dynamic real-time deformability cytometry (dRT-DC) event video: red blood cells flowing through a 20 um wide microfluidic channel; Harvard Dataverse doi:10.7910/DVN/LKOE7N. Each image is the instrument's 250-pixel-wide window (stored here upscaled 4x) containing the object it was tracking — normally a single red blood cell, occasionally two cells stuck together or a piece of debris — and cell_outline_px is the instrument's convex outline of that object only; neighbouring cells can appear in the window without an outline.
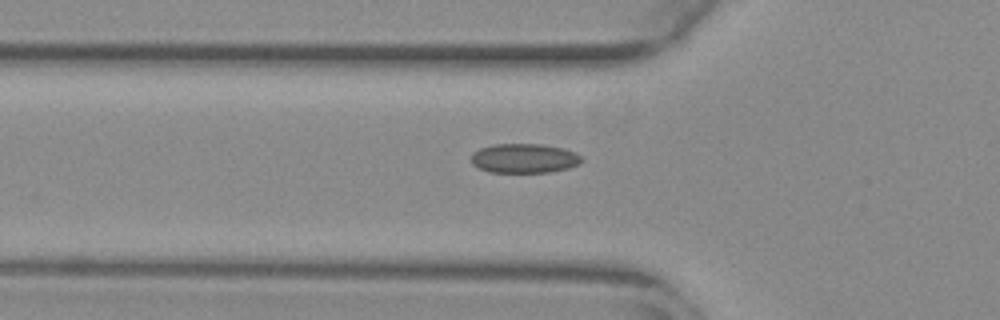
{"species": "common noctule bat (a hibernating species)", "species_latin": "Nyctalus noctula", "temperature_condition": "warm", "stored_images_in_passage": 38, "camera_frame_rate_fps": 3000, "um_per_image_px": 0.085, "animal": {"sex": "female", "body_mass_g": 29.2, "forearm_length_mm": 56.3}, "frame": {"image": 1, "passage_image": 6, "time_ms": 1.667, "image_size_px": [1000, 320], "cell_outline_px": [[584, 160], [580, 164], [568, 168], [552, 172], [488, 172], [472, 164], [472, 152], [480, 148], [492, 144], [540, 144], [564, 148], [580, 156]], "centroid_in_image_um": [44.56, 13.46], "position_along_channel_um": 81.2, "area_um2": 18.96}}
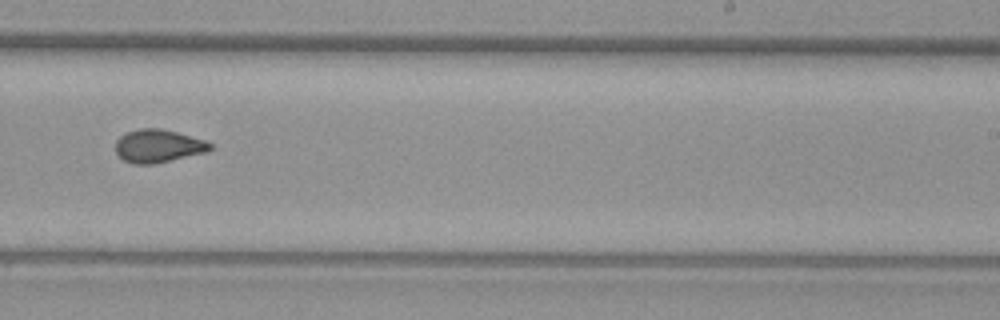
{"frame": {"image": 2, "passage_image": 21, "time_ms": 6.667, "image_size_px": [1000, 320], "cell_outline_px": [[212, 148], [204, 152], [152, 164], [132, 164], [124, 160], [116, 152], [116, 140], [120, 136], [128, 132], [140, 128], [160, 128], [176, 132], [204, 140], [212, 144]], "centroid_in_image_um": [13.41, 12.4], "position_along_channel_um": 275.6, "area_um2": 17.86}}
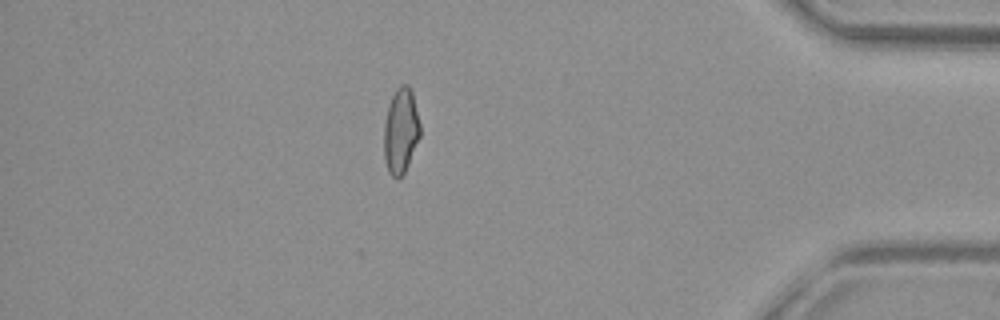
{"frame": {"image": 3, "passage_image": 34, "time_ms": 11.0, "image_size_px": [1000, 320], "cell_outline_px": [[420, 136], [408, 164], [404, 172], [396, 180], [388, 172], [384, 160], [384, 124], [388, 104], [396, 88], [400, 84], [408, 84], [412, 92], [420, 124]], "centroid_in_image_um": [34.05, 11.11], "position_along_channel_um": 401.2, "area_um2": 18.03}}